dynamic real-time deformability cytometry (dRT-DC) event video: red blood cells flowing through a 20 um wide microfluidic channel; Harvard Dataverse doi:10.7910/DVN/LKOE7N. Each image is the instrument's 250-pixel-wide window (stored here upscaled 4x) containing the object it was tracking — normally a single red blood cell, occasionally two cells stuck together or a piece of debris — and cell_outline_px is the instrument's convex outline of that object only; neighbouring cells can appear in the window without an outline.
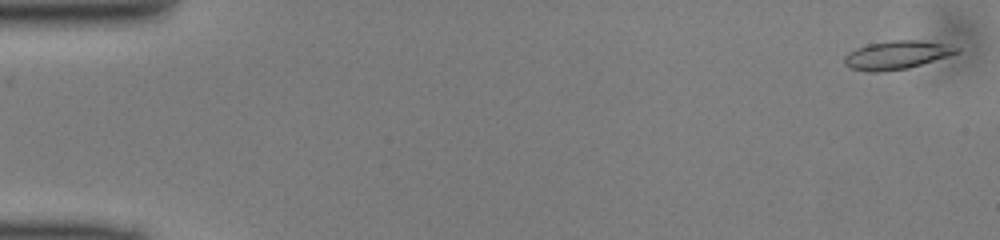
{"species": "common noctule bat (a hibernating species)", "species_latin": "Nyctalus noctula", "temperature_condition": "cold", "stored_images_in_passage": 44, "camera_frame_rate_fps": 3000, "um_per_image_px": 0.085, "animal": {"sex": "male", "body_mass_g": 13.0, "forearm_length_mm": 53.1}, "frame": {"image": 1, "passage_image": 1, "time_ms": 0.0, "image_size_px": [1000, 240], "cell_outline_px": [[960, 52], [948, 56], [908, 68], [880, 72], [868, 72], [848, 68], [844, 64], [844, 56], [848, 52], [856, 48], [868, 44], [892, 40], [916, 40], [944, 44], [960, 48]], "centroid_in_image_um": [76.17, 4.68], "position_along_channel_um": 8.8, "area_um2": 18.55}}
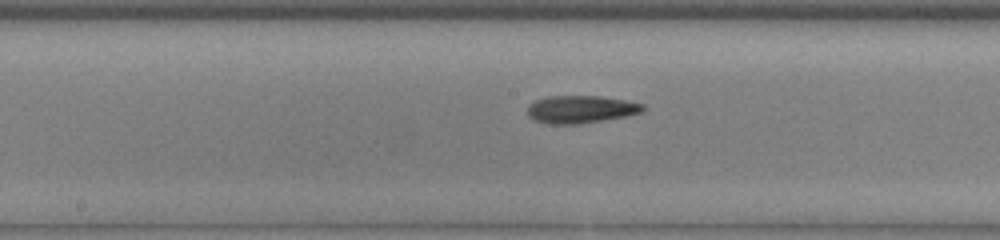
{"frame": {"image": 2, "passage_image": 25, "time_ms": 8.0, "image_size_px": [1000, 240], "cell_outline_px": [[648, 108], [644, 112], [628, 116], [576, 124], [552, 124], [536, 120], [528, 116], [528, 104], [536, 100], [548, 96], [600, 96], [624, 100], [644, 104]], "centroid_in_image_um": [49.42, 9.28], "position_along_channel_um": 198.8, "area_um2": 18.61}}
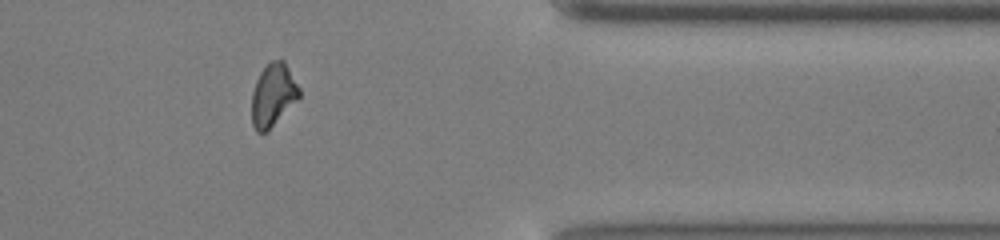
{"frame": {"image": 3, "passage_image": 40, "time_ms": 13.0, "image_size_px": [1000, 240], "cell_outline_px": [[300, 96], [264, 132], [256, 132], [252, 124], [252, 92], [256, 80], [260, 72], [272, 60], [284, 60], [300, 88]], "centroid_in_image_um": [23.19, 8.03], "position_along_channel_um": 388.2, "area_um2": 16.82}}